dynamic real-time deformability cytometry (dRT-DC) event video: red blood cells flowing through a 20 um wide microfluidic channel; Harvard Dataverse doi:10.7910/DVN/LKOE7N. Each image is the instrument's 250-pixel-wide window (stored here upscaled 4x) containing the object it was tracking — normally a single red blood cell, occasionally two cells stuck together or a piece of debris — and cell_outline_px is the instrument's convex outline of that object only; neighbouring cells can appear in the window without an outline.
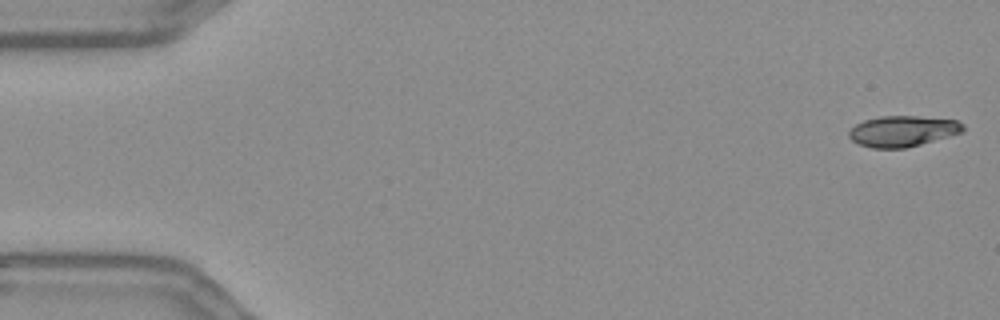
{"species": "Egyptian fruit bat (a non-hibernating species)", "species_latin": "Rousettus aegyptiacus", "temperature_condition": "warm", "stored_images_in_passage": 55, "camera_frame_rate_fps": 3000, "um_per_image_px": 0.085, "frame": {"image": 1, "passage_image": 1, "time_ms": 0.0, "image_size_px": [1000, 320], "cell_outline_px": [[964, 132], [920, 144], [904, 148], [872, 148], [860, 144], [852, 140], [848, 136], [848, 132], [856, 124], [864, 120], [880, 116], [916, 116], [956, 120], [964, 124]], "centroid_in_image_um": [76.73, 11.14], "position_along_channel_um": 8.3, "area_um2": 20.4}}
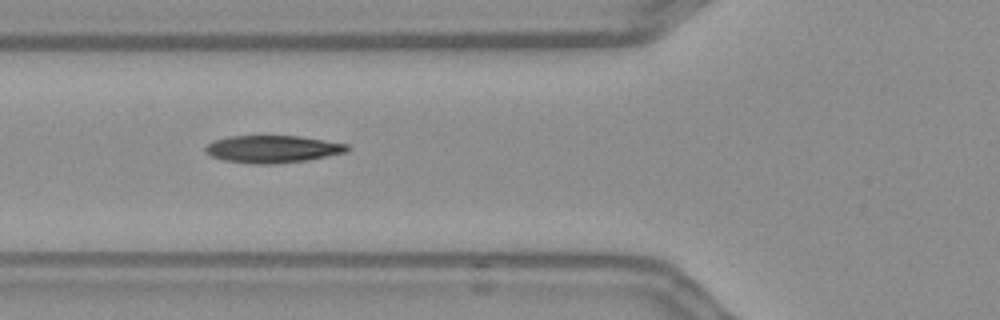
{"frame": {"image": 2, "passage_image": 20, "time_ms": 6.333, "image_size_px": [1000, 320], "cell_outline_px": [[352, 148], [348, 152], [308, 160], [276, 164], [252, 164], [224, 160], [212, 156], [204, 152], [204, 148], [208, 144], [216, 140], [228, 136], [300, 136], [348, 144]], "centroid_in_image_um": [23.21, 12.67], "position_along_channel_um": 102.6, "area_um2": 22.77}}
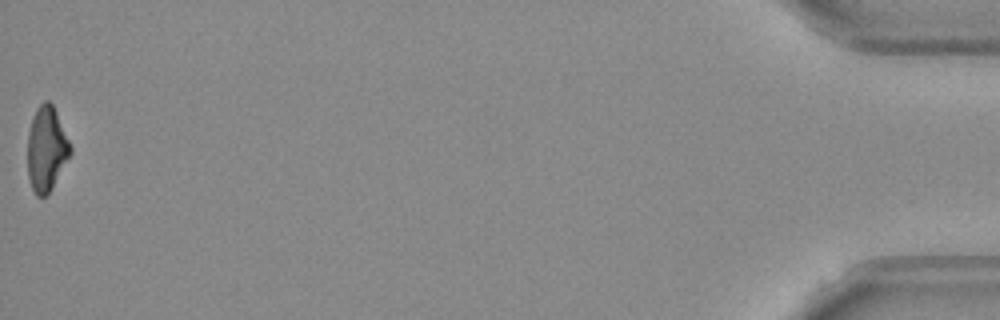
{"frame": {"image": 3, "passage_image": 55, "time_ms": 18.0, "image_size_px": [1000, 320], "cell_outline_px": [[72, 152], [52, 188], [44, 196], [36, 196], [32, 188], [28, 176], [28, 132], [32, 116], [36, 108], [44, 100], [48, 100], [52, 104], [56, 112], [72, 148]], "centroid_in_image_um": [3.94, 12.64], "position_along_channel_um": 431.3, "area_um2": 20.98}, "authors_computed_cell_mechanics": {"area_um2": 22.1952, "velocity_mm_per_s": 3.6742, "shape_relaxation_time_tau1_ms": 4.0899, "shape_relaxation_time_tau2_ms": 3.5669, "deformation_change_tau1": 0.1803, "deformation_change_tau2": 0.127}}